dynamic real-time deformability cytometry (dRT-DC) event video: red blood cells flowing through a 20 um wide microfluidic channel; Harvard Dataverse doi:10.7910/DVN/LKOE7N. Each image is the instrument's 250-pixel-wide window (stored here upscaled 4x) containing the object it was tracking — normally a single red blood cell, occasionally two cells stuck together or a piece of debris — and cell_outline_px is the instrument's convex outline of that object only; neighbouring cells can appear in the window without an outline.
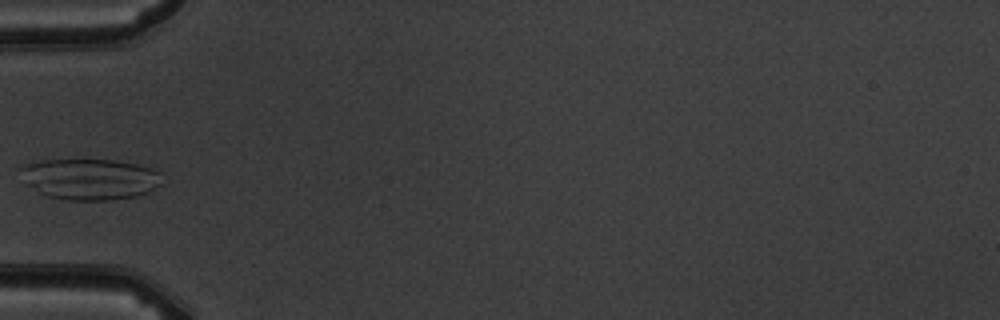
{"species": "common noctule bat (a hibernating species)", "species_latin": "Nyctalus noctula", "temperature_condition": "warm", "stored_images_in_passage": 5, "camera_frame_rate_fps": 3000, "um_per_image_px": 0.085, "animal": {"sex": "male", "body_mass_g": 19.5, "forearm_length_mm": 54.6}, "frame": {"image": 1, "passage_image": 4, "time_ms": 3.667, "image_size_px": [1000, 320], "cell_outline_px": [[160, 184], [148, 192], [136, 196], [112, 200], [68, 200], [48, 196], [40, 192], [28, 184], [20, 168], [28, 164], [40, 160], [112, 160], [136, 164], [152, 168], [160, 172]], "centroid_in_image_um": [7.68, 15.22], "position_along_channel_um": 77.3, "area_um2": 33.35}}
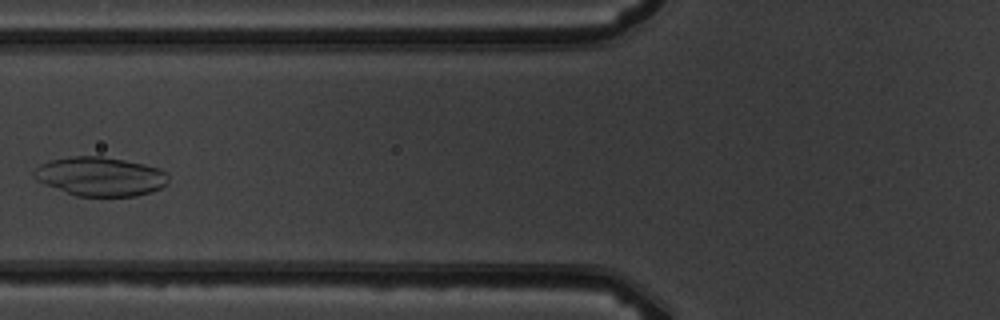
{"frame": {"image": 2, "passage_image": 5, "time_ms": 4.667, "image_size_px": [1000, 320], "cell_outline_px": [[168, 184], [152, 192], [136, 196], [76, 196], [44, 184], [36, 180], [32, 176], [32, 172], [40, 164], [48, 160], [72, 156], [104, 156], [144, 164], [160, 168], [168, 172]], "centroid_in_image_um": [8.53, 14.99], "position_along_channel_um": 117.3, "area_um2": 30.92}}